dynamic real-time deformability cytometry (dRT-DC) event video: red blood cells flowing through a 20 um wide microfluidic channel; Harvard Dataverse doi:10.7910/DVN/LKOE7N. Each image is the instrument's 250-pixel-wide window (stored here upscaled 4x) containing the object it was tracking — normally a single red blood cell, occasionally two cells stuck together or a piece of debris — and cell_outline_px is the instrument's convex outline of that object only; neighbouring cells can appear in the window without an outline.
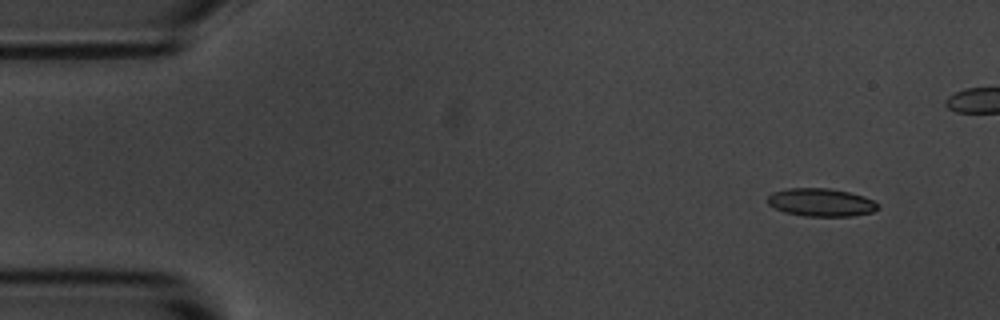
{"species": "common noctule bat (a hibernating species)", "species_latin": "Nyctalus noctula", "temperature_condition": "room temperature", "stored_images_in_passage": 5, "camera_frame_rate_fps": 3000, "um_per_image_px": 0.085, "animal": {"sex": "male", "body_mass_g": 20.1, "forearm_length_mm": 53.5}, "frame": {"image": 1, "passage_image": 1, "time_ms": 0.0, "image_size_px": [1000, 320], "cell_outline_px": [[880, 208], [872, 212], [852, 216], [804, 216], [784, 212], [768, 204], [768, 196], [772, 192], [788, 188], [828, 188], [848, 192], [864, 196], [880, 204]], "centroid_in_image_um": [69.8, 17.2], "position_along_channel_um": 15.2, "area_um2": 18.03}}